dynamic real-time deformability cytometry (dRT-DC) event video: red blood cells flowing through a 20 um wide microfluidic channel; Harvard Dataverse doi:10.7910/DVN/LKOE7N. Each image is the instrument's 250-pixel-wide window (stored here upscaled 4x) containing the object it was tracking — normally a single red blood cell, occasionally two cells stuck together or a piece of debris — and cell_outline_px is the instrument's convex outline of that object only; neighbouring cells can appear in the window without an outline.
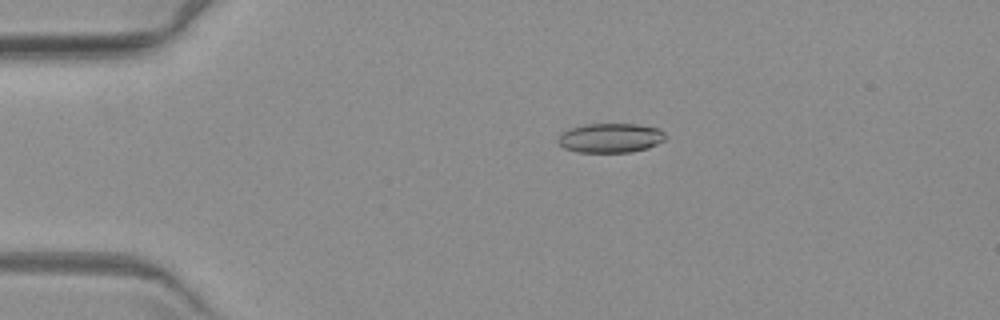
{"species": "common noctule bat (a hibernating species)", "species_latin": "Nyctalus noctula", "temperature_condition": "warm", "stored_images_in_passage": 4, "camera_frame_rate_fps": 3000, "um_per_image_px": 0.085, "animal": {"sex": "female", "body_mass_g": 19.3, "forearm_length_mm": 54.1}, "frame": {"image": 1, "passage_image": 2, "time_ms": 1.333, "image_size_px": [1000, 320], "cell_outline_px": [[664, 140], [648, 148], [632, 152], [580, 152], [564, 148], [556, 140], [564, 132], [572, 128], [584, 124], [636, 124], [660, 128], [664, 132]], "centroid_in_image_um": [51.91, 11.72], "position_along_channel_um": 33.1, "area_um2": 18.26}}
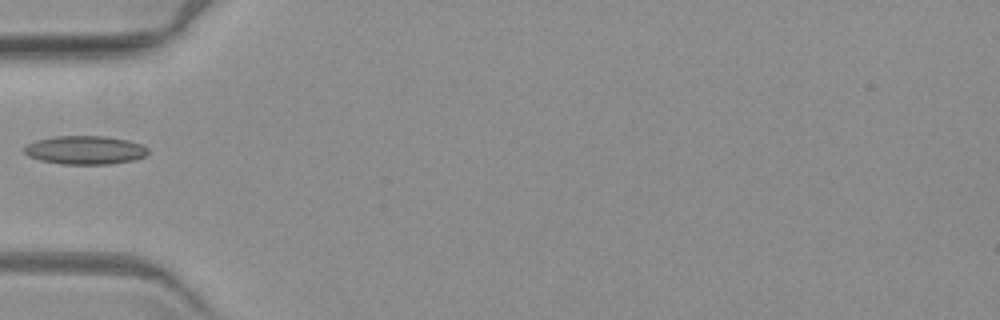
{"frame": {"image": 2, "passage_image": 4, "time_ms": 4.0, "image_size_px": [1000, 320], "cell_outline_px": [[148, 152], [144, 156], [132, 160], [108, 164], [60, 164], [40, 160], [28, 156], [24, 152], [24, 148], [28, 144], [36, 140], [56, 136], [104, 136], [128, 140], [140, 144], [148, 148]], "centroid_in_image_um": [7.21, 12.75], "position_along_channel_um": 77.8, "area_um2": 20.46}}